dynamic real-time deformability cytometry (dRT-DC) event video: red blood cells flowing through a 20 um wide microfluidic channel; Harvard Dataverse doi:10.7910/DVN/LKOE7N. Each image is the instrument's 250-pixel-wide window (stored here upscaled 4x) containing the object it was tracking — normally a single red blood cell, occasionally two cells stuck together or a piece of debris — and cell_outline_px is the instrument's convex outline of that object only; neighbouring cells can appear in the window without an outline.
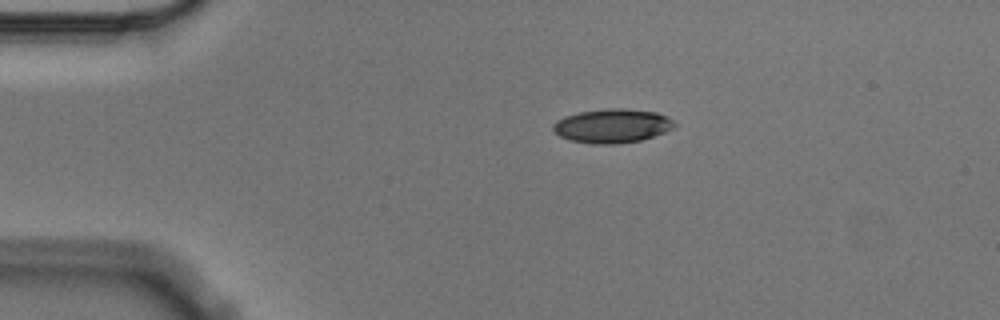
{"species": "Egyptian fruit bat (a non-hibernating species)", "species_latin": "Rousettus aegyptiacus", "temperature_condition": "cold", "stored_images_in_passage": 3, "camera_frame_rate_fps": 3000, "um_per_image_px": 0.085, "animal": {"sex": "male"}, "frame": {"image": 1, "passage_image": 1, "time_ms": 0.0, "image_size_px": [1000, 320], "cell_outline_px": [[676, 128], [640, 140], [612, 144], [592, 144], [572, 140], [560, 136], [552, 128], [552, 124], [556, 120], [564, 116], [580, 112], [608, 108], [624, 108], [656, 112], [668, 116], [676, 124]], "centroid_in_image_um": [52.05, 10.68], "position_along_channel_um": 32.9, "area_um2": 23.99}}
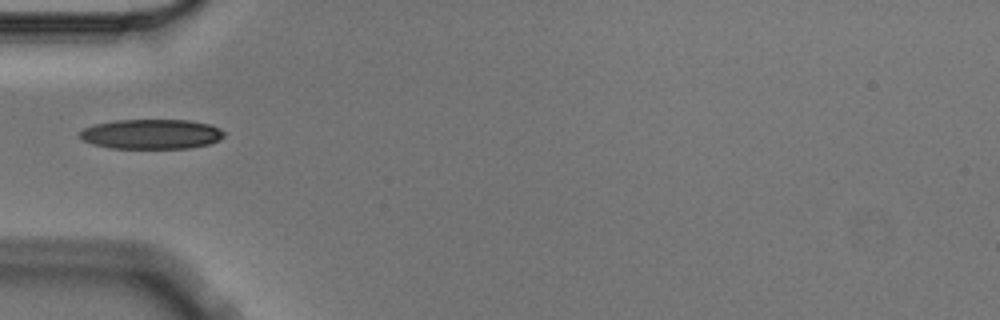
{"frame": {"image": 2, "passage_image": 3, "time_ms": 0.667, "image_size_px": [1000, 320], "cell_outline_px": [[224, 136], [208, 144], [188, 148], [108, 148], [92, 144], [76, 136], [84, 128], [96, 124], [116, 120], [188, 120], [212, 124], [220, 128], [224, 132]], "centroid_in_image_um": [12.85, 11.39], "position_along_channel_um": 72.2, "area_um2": 25.09}}